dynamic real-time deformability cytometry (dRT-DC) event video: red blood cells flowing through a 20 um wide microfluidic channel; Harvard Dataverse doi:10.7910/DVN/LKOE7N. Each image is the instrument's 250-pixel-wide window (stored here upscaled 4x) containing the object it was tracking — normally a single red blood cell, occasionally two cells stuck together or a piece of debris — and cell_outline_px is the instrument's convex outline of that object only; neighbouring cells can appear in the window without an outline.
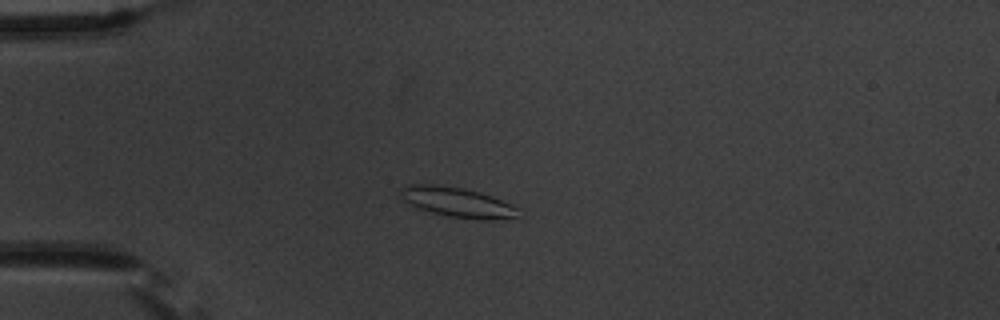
{"species": "common noctule bat (a hibernating species)", "species_latin": "Nyctalus noctula", "temperature_condition": "warm", "stored_images_in_passage": 3, "camera_frame_rate_fps": 3000, "um_per_image_px": 0.085, "animal": {"sex": "male", "body_mass_g": 20.1, "forearm_length_mm": 53.5}, "frame": {"image": 1, "passage_image": 2, "time_ms": 1.0, "image_size_px": [1000, 320], "cell_outline_px": [[520, 208], [516, 216], [488, 220], [480, 220], [448, 216], [416, 208], [408, 204], [396, 192], [400, 188], [408, 184], [436, 184], [460, 188], [480, 192], [492, 196], [512, 204]], "centroid_in_image_um": [38.81, 17.18], "position_along_channel_um": 46.2, "area_um2": 20.63}}